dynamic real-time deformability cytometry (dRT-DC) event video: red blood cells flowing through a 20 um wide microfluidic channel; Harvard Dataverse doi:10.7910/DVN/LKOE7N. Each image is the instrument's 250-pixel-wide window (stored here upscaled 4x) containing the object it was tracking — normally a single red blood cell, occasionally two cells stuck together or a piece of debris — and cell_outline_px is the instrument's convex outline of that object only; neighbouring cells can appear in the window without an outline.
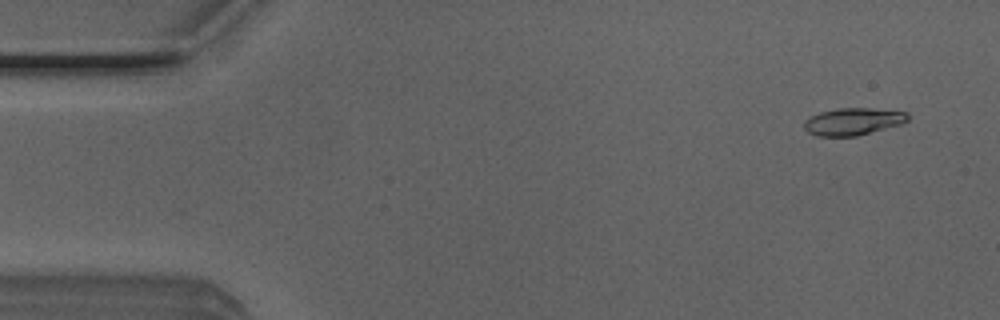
{"species": "Egyptian fruit bat (a non-hibernating species)", "species_latin": "Rousettus aegyptiacus", "temperature_condition": "room temperature", "stored_images_in_passage": 50, "camera_frame_rate_fps": 3000, "um_per_image_px": 0.085, "animal": {"sex": "male"}, "frame": {"image": 1, "passage_image": 3, "time_ms": 0.667, "image_size_px": [1000, 320], "cell_outline_px": [[908, 120], [900, 124], [856, 136], [816, 136], [808, 132], [804, 128], [804, 120], [820, 112], [836, 108], [872, 108], [908, 112]], "centroid_in_image_um": [72.49, 10.32], "position_along_channel_um": 12.5, "area_um2": 16.36}}
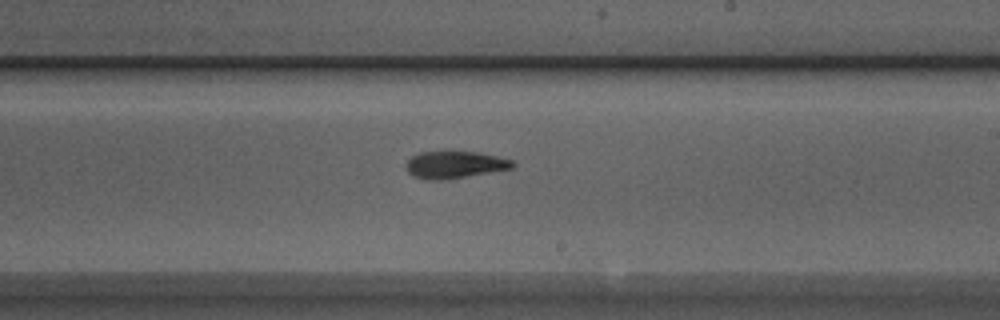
{"frame": {"image": 2, "passage_image": 29, "time_ms": 9.333, "image_size_px": [1000, 320], "cell_outline_px": [[516, 164], [512, 168], [440, 180], [428, 180], [416, 176], [408, 172], [404, 168], [408, 160], [412, 156], [420, 152], [476, 152], [496, 156], [512, 160]], "centroid_in_image_um": [38.62, 13.99], "position_along_channel_um": 250.4, "area_um2": 16.42}}
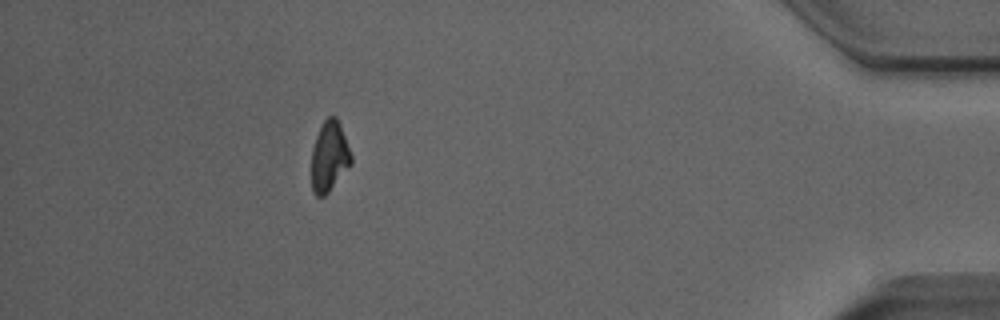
{"frame": {"image": 3, "passage_image": 45, "time_ms": 14.667, "image_size_px": [1000, 320], "cell_outline_px": [[352, 164], [328, 192], [324, 196], [316, 196], [312, 192], [312, 148], [316, 136], [324, 120], [328, 116], [336, 116], [340, 124], [352, 156]], "centroid_in_image_um": [27.99, 13.31], "position_along_channel_um": 407.2, "area_um2": 16.18}, "authors_computed_cell_mechanics": {"area_um2": 16.5308, "velocity_mm_per_s": 4.0314, "shape_relaxation_time_tau1_ms": 3.5708, "shape_relaxation_time_tau2_ms": 3.0623, "deformation_change_tau1": 0.156, "deformation_change_tau2": 0.115}}